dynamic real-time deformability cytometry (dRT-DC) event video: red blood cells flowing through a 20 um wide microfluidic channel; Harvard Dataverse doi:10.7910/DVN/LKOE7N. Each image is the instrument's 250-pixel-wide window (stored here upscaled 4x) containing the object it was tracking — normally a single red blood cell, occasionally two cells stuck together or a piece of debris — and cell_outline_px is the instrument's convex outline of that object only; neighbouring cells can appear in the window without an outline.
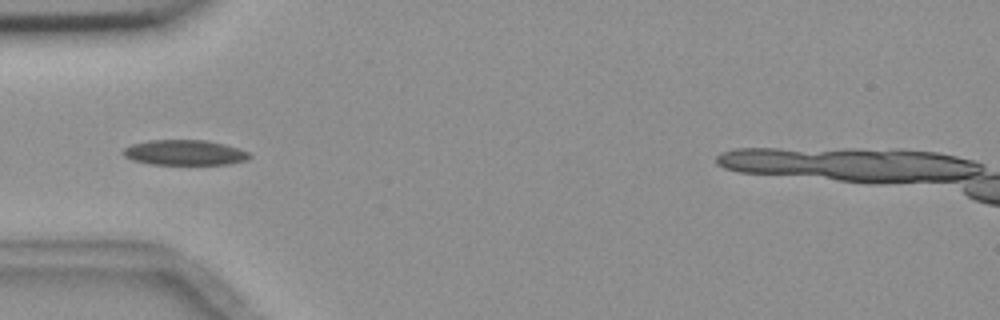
{"species": "common noctule bat (a hibernating species)", "species_latin": "Nyctalus noctula", "temperature_condition": "room temperature", "stored_images_in_passage": 3, "camera_frame_rate_fps": 3000, "um_per_image_px": 0.085, "animal": {"sex": "female", "body_mass_g": 18.4}, "frame": {"image": 1, "passage_image": 2, "time_ms": 1.0, "image_size_px": [1000, 320], "cell_outline_px": [[252, 156], [248, 160], [228, 164], [148, 164], [132, 160], [124, 156], [120, 152], [124, 148], [132, 144], [148, 140], [208, 140], [224, 144], [248, 152]], "centroid_in_image_um": [15.66, 12.97], "position_along_channel_um": 69.3, "area_um2": 18.67}}